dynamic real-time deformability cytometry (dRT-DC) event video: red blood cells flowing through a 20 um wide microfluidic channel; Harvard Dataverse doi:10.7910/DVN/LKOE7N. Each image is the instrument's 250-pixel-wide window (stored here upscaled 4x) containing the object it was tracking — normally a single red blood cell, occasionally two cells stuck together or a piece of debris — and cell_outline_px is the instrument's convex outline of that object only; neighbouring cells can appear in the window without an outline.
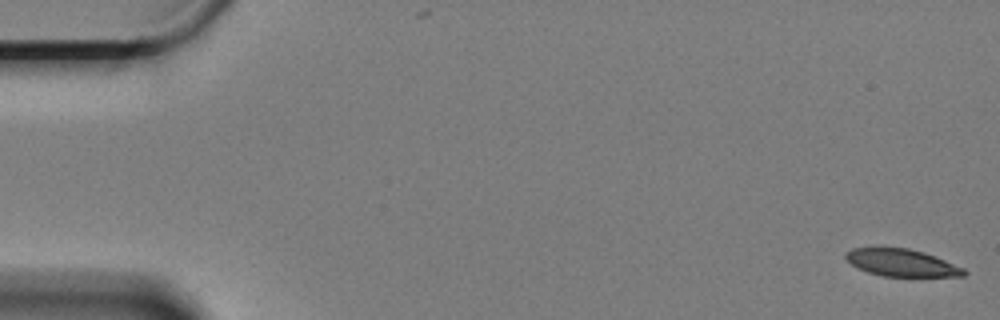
{"species": "Egyptian fruit bat (a non-hibernating species)", "species_latin": "Rousettus aegyptiacus", "temperature_condition": "cold", "stored_images_in_passage": 18, "camera_frame_rate_fps": 3000, "um_per_image_px": 0.085, "animal": {"sex": "female"}, "frame": {"image": 1, "passage_image": 1, "time_ms": 0.0, "image_size_px": [1000, 320], "cell_outline_px": [[968, 272], [964, 276], [884, 276], [868, 272], [856, 268], [844, 256], [844, 252], [852, 248], [880, 244], [908, 248], [924, 252], [964, 268]], "centroid_in_image_um": [76.55, 22.28], "position_along_channel_um": 8.5, "area_um2": 19.42}}
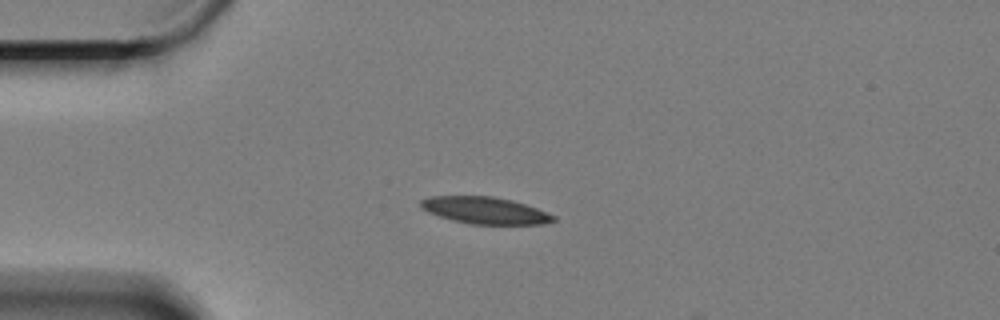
{"frame": {"image": 2, "passage_image": 15, "time_ms": 4.667, "image_size_px": [1000, 320], "cell_outline_px": [[556, 220], [544, 224], [472, 224], [452, 220], [428, 212], [420, 208], [420, 200], [428, 196], [492, 196], [512, 200], [536, 208], [556, 216]], "centroid_in_image_um": [41.2, 17.88], "position_along_channel_um": 43.8, "area_um2": 20.75}}